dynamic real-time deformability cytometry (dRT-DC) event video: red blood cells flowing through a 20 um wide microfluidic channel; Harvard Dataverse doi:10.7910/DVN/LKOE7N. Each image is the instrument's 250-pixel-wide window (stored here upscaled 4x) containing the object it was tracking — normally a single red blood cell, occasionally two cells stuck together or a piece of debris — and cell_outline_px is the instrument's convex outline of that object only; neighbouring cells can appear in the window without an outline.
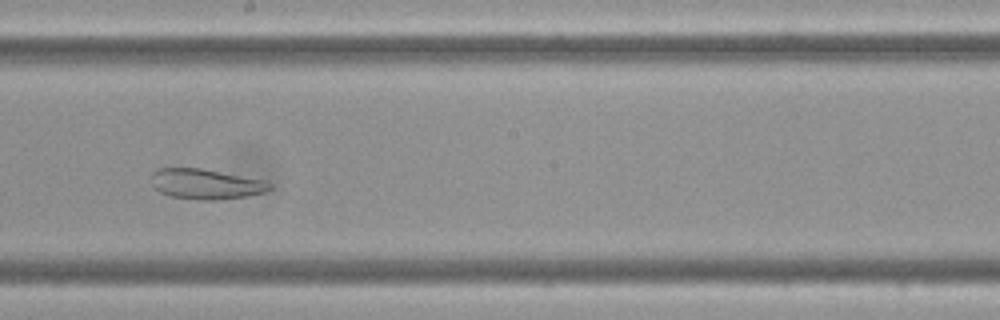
{"species": "Egyptian fruit bat (a non-hibernating species)", "species_latin": "Rousettus aegyptiacus", "temperature_condition": "cold", "stored_images_in_passage": 53, "camera_frame_rate_fps": 3000, "um_per_image_px": 0.085, "frame": {"image": 1, "passage_image": 28, "time_ms": 9.0, "image_size_px": [1000, 320], "cell_outline_px": [[272, 188], [264, 192], [244, 196], [216, 200], [196, 200], [172, 196], [160, 192], [152, 188], [152, 172], [156, 168], [200, 168], [264, 180], [272, 184]], "centroid_in_image_um": [17.45, 15.64], "position_along_channel_um": 230.7, "area_um2": 20.81}}
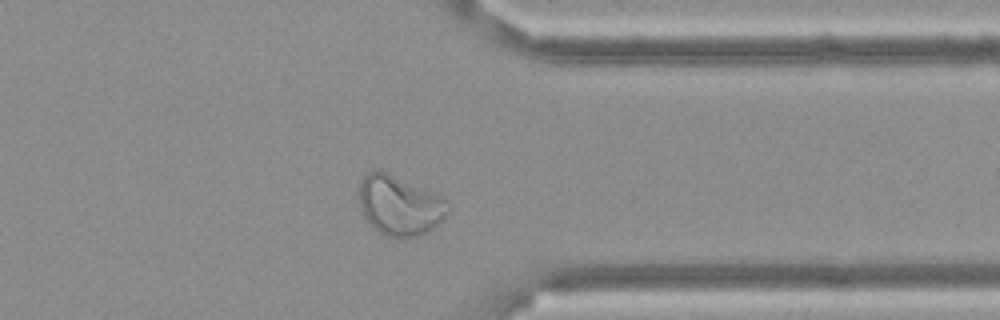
{"frame": {"image": 2, "passage_image": 41, "time_ms": 13.333, "image_size_px": [1000, 320], "cell_outline_px": [[452, 208], [432, 228], [416, 236], [388, 236], [380, 232], [368, 224], [360, 208], [360, 184], [364, 176], [372, 168], [384, 172], [440, 196]], "centroid_in_image_um": [33.92, 17.46], "position_along_channel_um": 377.5, "area_um2": 30.0}}
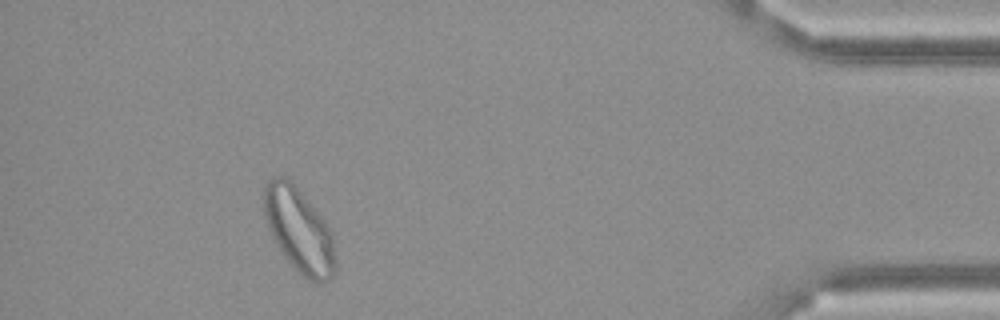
{"frame": {"image": 3, "passage_image": 48, "time_ms": 15.667, "image_size_px": [1000, 320], "cell_outline_px": [[336, 272], [328, 280], [316, 284], [308, 280], [288, 260], [276, 244], [272, 236], [264, 216], [264, 184], [276, 176], [284, 176], [292, 180], [316, 208], [332, 232], [336, 260]], "centroid_in_image_um": [25.44, 19.54], "position_along_channel_um": 409.8, "area_um2": 35.32}}